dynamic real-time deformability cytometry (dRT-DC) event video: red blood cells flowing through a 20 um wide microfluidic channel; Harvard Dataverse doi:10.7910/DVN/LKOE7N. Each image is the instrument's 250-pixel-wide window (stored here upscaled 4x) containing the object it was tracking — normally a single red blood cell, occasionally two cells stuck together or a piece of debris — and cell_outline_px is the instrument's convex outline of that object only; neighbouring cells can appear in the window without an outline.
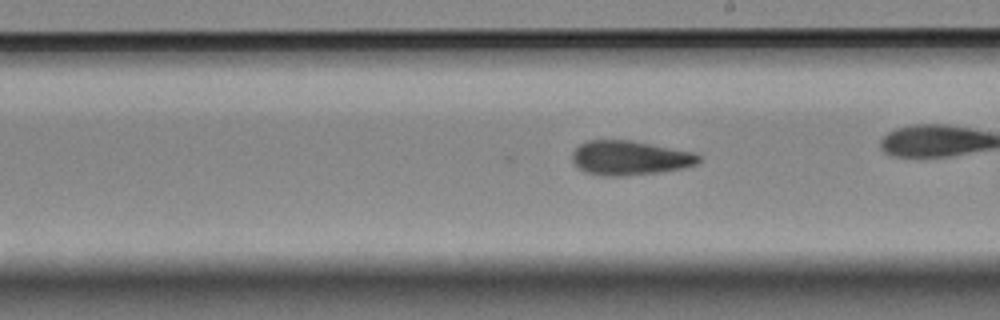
{"species": "Egyptian fruit bat (a non-hibernating species)", "species_latin": "Rousettus aegyptiacus", "temperature_condition": "room temperature", "stored_images_in_passage": 39, "camera_frame_rate_fps": 3000, "um_per_image_px": 0.085, "animal": {"sex": "female"}, "frame": {"image": 1, "passage_image": 26, "time_ms": 8.333, "image_size_px": [1000, 320], "cell_outline_px": [[700, 160], [696, 164], [684, 168], [660, 172], [624, 176], [604, 176], [584, 172], [572, 160], [572, 152], [580, 144], [588, 140], [628, 140], [696, 152], [700, 156]], "centroid_in_image_um": [53.54, 13.43], "position_along_channel_um": 235.5, "area_um2": 25.37}}